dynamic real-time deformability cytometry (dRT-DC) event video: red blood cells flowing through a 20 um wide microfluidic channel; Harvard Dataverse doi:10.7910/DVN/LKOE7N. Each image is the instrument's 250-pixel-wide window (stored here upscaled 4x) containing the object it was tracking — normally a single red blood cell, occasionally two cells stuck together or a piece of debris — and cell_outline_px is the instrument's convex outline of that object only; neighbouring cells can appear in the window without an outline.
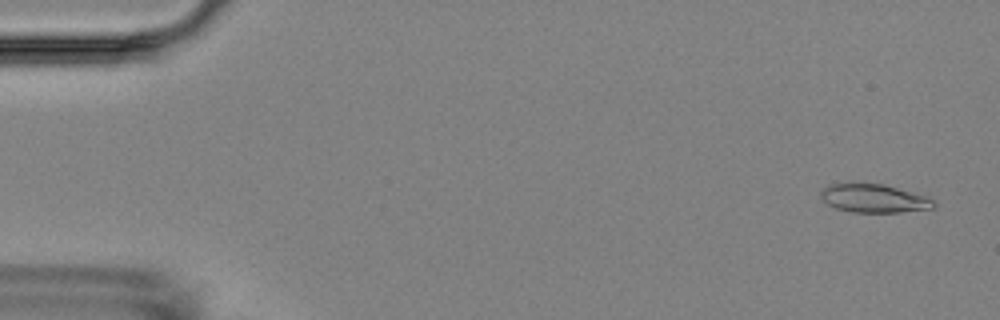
{"species": "Egyptian fruit bat (a non-hibernating species)", "species_latin": "Rousettus aegyptiacus", "temperature_condition": "room temperature", "stored_images_in_passage": 4, "camera_frame_rate_fps": 3000, "um_per_image_px": 0.085, "animal": {"sex": "female"}, "frame": {"image": 1, "passage_image": 1, "time_ms": 0.0, "image_size_px": [1000, 320], "cell_outline_px": [[936, 204], [932, 208], [900, 212], [852, 212], [836, 208], [828, 204], [820, 196], [820, 192], [828, 184], [852, 180], [884, 184], [924, 196], [932, 200]], "centroid_in_image_um": [74.18, 16.81], "position_along_channel_um": 10.8, "area_um2": 19.07}}
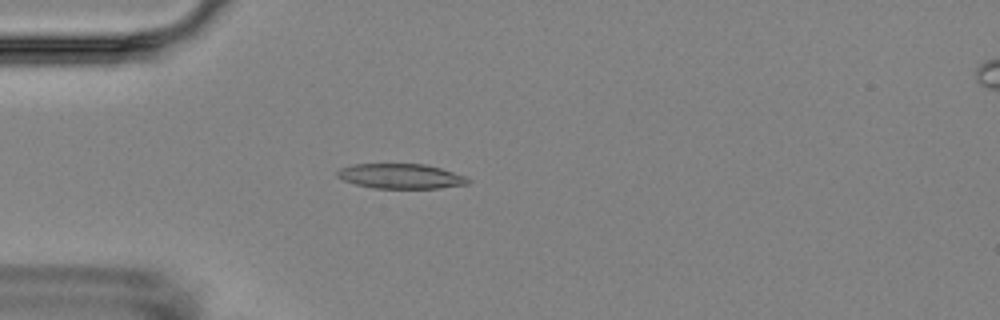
{"frame": {"image": 2, "passage_image": 4, "time_ms": 4.333, "image_size_px": [1000, 320], "cell_outline_px": [[468, 184], [440, 188], [372, 188], [356, 184], [344, 180], [336, 176], [336, 172], [340, 168], [352, 164], [428, 164], [468, 176]], "centroid_in_image_um": [34.08, 14.97], "position_along_channel_um": 50.9, "area_um2": 19.07}}